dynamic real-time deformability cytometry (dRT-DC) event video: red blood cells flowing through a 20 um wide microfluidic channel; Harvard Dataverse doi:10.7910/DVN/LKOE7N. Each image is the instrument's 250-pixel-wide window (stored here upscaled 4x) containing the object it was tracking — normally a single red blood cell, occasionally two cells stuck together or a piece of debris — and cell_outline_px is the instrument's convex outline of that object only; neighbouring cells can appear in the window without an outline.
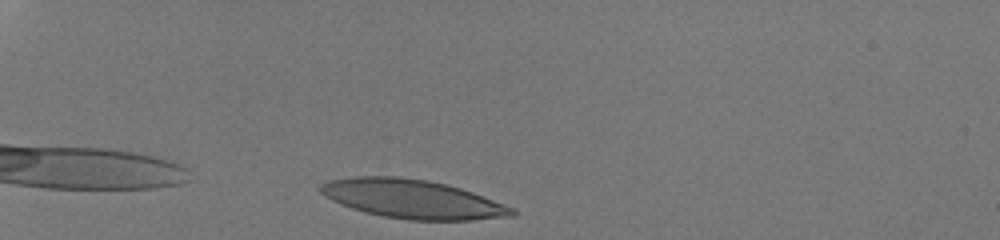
{"species": "human", "species_latin": "Homo sapiens", "temperature_condition": "room temperature", "stored_images_in_passage": 30, "camera_frame_rate_fps": 3000, "um_per_image_px": 0.085, "donor": {"sex": "male"}, "frame": {"image": 1, "passage_image": 1, "time_ms": 0.0, "image_size_px": [1000, 240], "cell_outline_px": [[516, 212], [512, 216], [468, 220], [412, 220], [384, 216], [352, 208], [332, 200], [320, 192], [320, 188], [324, 184], [332, 180], [352, 176], [396, 176], [428, 180], [460, 188], [472, 192], [504, 204], [512, 208]], "centroid_in_image_um": [35.06, 16.91], "position_along_channel_um": 49.9, "area_um2": 42.6}}
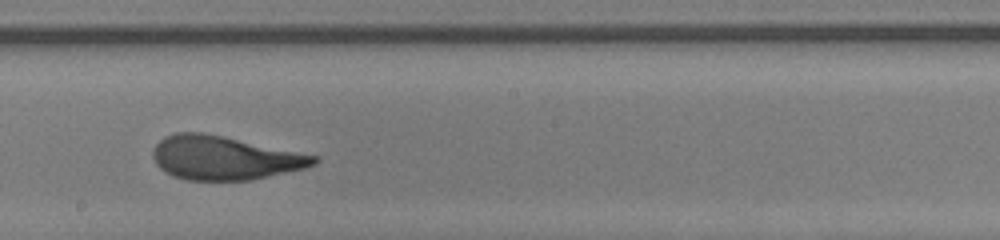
{"frame": {"image": 2, "passage_image": 18, "time_ms": 5.667, "image_size_px": [1000, 240], "cell_outline_px": [[320, 160], [316, 164], [304, 168], [248, 180], [188, 180], [172, 176], [160, 168], [156, 164], [152, 156], [152, 152], [156, 144], [164, 136], [176, 132], [204, 132], [224, 136], [316, 156]], "centroid_in_image_um": [19.02, 13.41], "position_along_channel_um": 229.2, "area_um2": 40.75}}
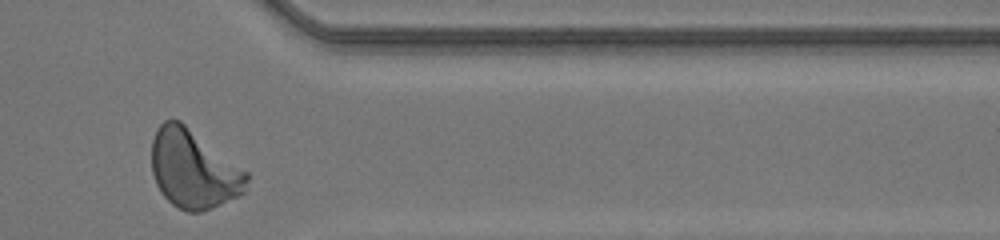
{"frame": {"image": 3, "passage_image": 30, "time_ms": 9.667, "image_size_px": [1000, 240], "cell_outline_px": [[248, 180], [244, 192], [212, 208], [200, 212], [188, 212], [172, 204], [160, 192], [156, 184], [152, 172], [152, 140], [156, 128], [164, 120], [180, 120], [248, 172]], "centroid_in_image_um": [16.43, 14.37], "position_along_channel_um": 395.0, "area_um2": 43.35}, "authors_computed_cell_mechanics": {"area_um2": 41.4715, "velocity_mm_per_s": 4.2234, "shape_relaxation_time_tau1_ms": 3.8433, "shape_relaxation_time_tau2_ms": null, "deformation_change_tau1": 0.2055, "deformation_change_tau2": null}}